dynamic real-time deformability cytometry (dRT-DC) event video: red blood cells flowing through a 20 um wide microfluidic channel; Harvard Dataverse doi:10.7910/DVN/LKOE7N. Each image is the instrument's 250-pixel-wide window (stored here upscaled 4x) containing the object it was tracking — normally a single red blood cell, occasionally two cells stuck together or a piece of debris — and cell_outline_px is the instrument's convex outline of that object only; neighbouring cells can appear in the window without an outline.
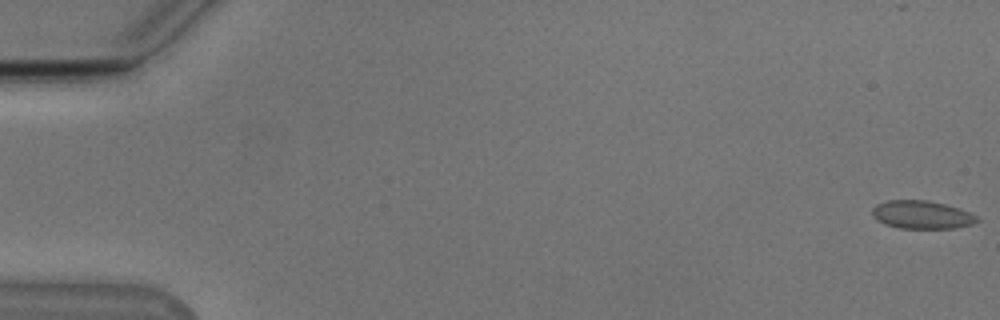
{"species": "Egyptian fruit bat (a non-hibernating species)", "species_latin": "Rousettus aegyptiacus", "temperature_condition": "cold", "stored_images_in_passage": 13, "camera_frame_rate_fps": 3000, "um_per_image_px": 0.085, "animal": {"sex": "male"}, "frame": {"image": 1, "passage_image": 1, "time_ms": 0.0, "image_size_px": [1000, 320], "cell_outline_px": [[980, 220], [972, 224], [952, 228], [900, 228], [884, 224], [876, 220], [872, 216], [872, 208], [876, 204], [888, 200], [924, 200], [944, 204], [960, 208], [976, 216]], "centroid_in_image_um": [78.31, 18.25], "position_along_channel_um": 6.7, "area_um2": 17.11}}